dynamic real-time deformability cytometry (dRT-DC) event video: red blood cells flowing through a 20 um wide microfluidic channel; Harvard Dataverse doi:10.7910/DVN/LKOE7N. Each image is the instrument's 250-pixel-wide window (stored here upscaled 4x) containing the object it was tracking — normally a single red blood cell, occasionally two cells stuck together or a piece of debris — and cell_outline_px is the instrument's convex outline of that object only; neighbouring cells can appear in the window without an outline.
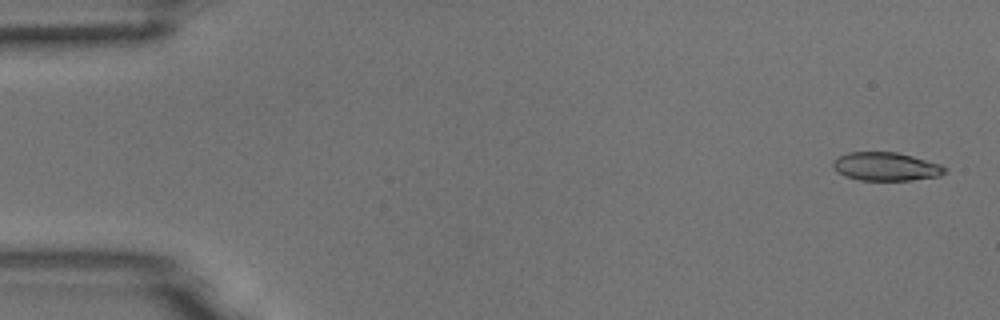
{"species": "common noctule bat (a hibernating species)", "species_latin": "Nyctalus noctula", "temperature_condition": "room temperature", "stored_images_in_passage": 6, "camera_frame_rate_fps": 3000, "um_per_image_px": 0.085, "animal": {"sex": "male", "body_mass_g": 18.8}, "frame": {"image": 1, "passage_image": 1, "time_ms": 0.0, "image_size_px": [1000, 320], "cell_outline_px": [[948, 168], [940, 176], [912, 180], [860, 180], [844, 176], [836, 172], [832, 164], [832, 160], [848, 152], [896, 152], [912, 156], [940, 164]], "centroid_in_image_um": [75.28, 14.16], "position_along_channel_um": 9.7, "area_um2": 18.55}}
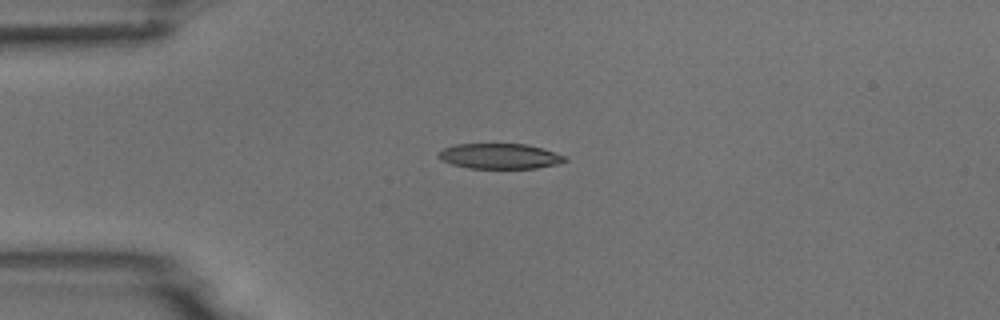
{"frame": {"image": 2, "passage_image": 4, "time_ms": 3.667, "image_size_px": [1000, 320], "cell_outline_px": [[568, 160], [556, 164], [536, 168], [468, 168], [452, 164], [440, 160], [436, 156], [444, 148], [456, 144], [528, 144], [544, 148], [568, 156]], "centroid_in_image_um": [42.51, 13.27], "position_along_channel_um": 42.5, "area_um2": 18.79}}